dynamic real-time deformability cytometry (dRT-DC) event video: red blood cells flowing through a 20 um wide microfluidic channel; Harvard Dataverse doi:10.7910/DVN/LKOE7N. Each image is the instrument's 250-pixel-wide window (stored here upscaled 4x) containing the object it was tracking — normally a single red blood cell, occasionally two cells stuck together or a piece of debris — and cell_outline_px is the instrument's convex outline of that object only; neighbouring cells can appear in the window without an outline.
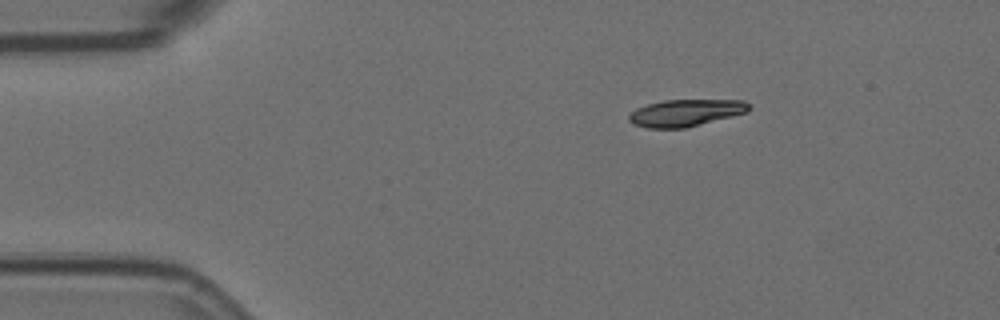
{"species": "Egyptian fruit bat (a non-hibernating species)", "species_latin": "Rousettus aegyptiacus", "temperature_condition": "room temperature", "stored_images_in_passage": 3, "camera_frame_rate_fps": 3000, "um_per_image_px": 0.085, "animal": {"sex": "female"}, "frame": {"image": 1, "passage_image": 1, "time_ms": 0.0, "image_size_px": [1000, 320], "cell_outline_px": [[748, 112], [684, 128], [648, 128], [636, 124], [628, 120], [628, 116], [636, 108], [648, 104], [664, 100], [744, 100], [748, 104]], "centroid_in_image_um": [58.26, 9.58], "position_along_channel_um": 26.7, "area_um2": 18.55}}